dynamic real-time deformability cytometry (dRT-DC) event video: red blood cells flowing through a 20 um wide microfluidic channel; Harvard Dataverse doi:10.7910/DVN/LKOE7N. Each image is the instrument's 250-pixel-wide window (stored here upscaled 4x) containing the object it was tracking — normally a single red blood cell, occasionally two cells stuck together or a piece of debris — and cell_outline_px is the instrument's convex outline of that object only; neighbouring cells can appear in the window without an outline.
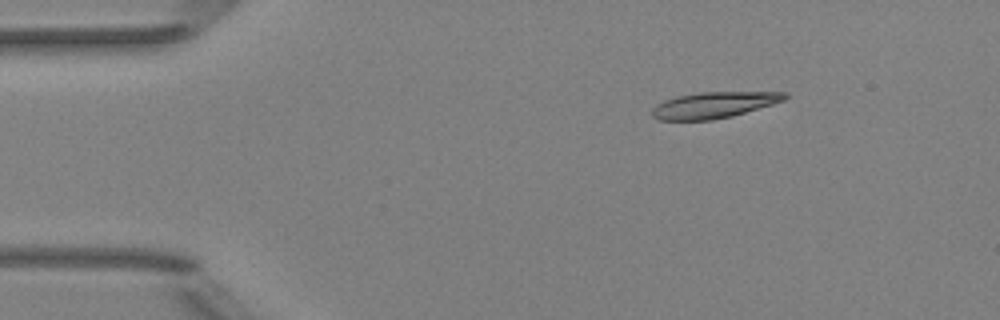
{"species": "Egyptian fruit bat (a non-hibernating species)", "species_latin": "Rousettus aegyptiacus", "temperature_condition": "room temperature", "stored_images_in_passage": 6, "camera_frame_rate_fps": 3000, "um_per_image_px": 0.085, "animal": {"sex": "female"}, "frame": {"image": 1, "passage_image": 6, "time_ms": 5.667, "image_size_px": [1000, 320], "cell_outline_px": [[788, 96], [784, 100], [772, 104], [732, 116], [712, 120], [656, 120], [652, 116], [652, 108], [656, 104], [664, 100], [676, 96], [700, 92], [788, 92]], "centroid_in_image_um": [60.64, 8.92], "position_along_channel_um": 24.4, "area_um2": 20.23}}